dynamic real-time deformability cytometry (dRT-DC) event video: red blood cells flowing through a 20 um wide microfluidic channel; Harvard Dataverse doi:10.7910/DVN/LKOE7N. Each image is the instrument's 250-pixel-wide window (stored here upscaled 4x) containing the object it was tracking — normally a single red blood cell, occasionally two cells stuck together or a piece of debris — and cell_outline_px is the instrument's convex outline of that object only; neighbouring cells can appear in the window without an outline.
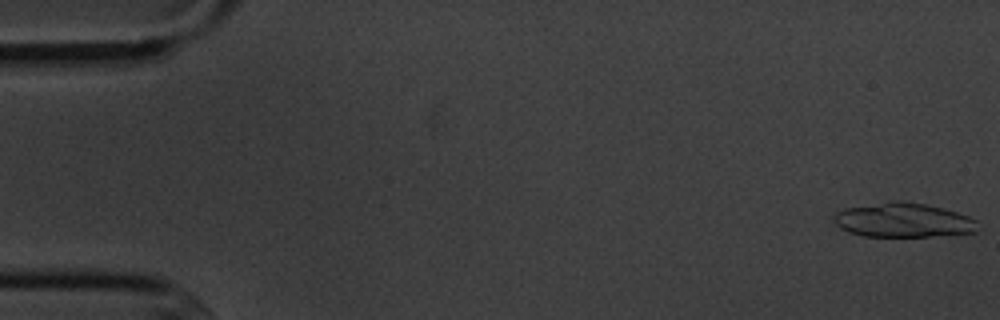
{"species": "common noctule bat (a hibernating species)", "species_latin": "Nyctalus noctula", "temperature_condition": "cold", "stored_images_in_passage": 3, "segment_of_instrument_passage": [2, 2], "camera_frame_rate_fps": 3000, "um_per_image_px": 0.085, "animal": {"sex": "male", "body_mass_g": 20.1, "forearm_length_mm": 53.5}, "frame": {"image": 1, "passage_image": 3, "time_ms": 3.0, "image_size_px": [1000, 320], "cell_outline_px": [[976, 232], [928, 236], [864, 236], [848, 232], [840, 228], [832, 220], [832, 216], [836, 212], [844, 208], [892, 200], [900, 200], [924, 204], [944, 208], [968, 216], [976, 220]], "centroid_in_image_um": [76.71, 18.7], "position_along_channel_um": 8.3, "area_um2": 28.78}}